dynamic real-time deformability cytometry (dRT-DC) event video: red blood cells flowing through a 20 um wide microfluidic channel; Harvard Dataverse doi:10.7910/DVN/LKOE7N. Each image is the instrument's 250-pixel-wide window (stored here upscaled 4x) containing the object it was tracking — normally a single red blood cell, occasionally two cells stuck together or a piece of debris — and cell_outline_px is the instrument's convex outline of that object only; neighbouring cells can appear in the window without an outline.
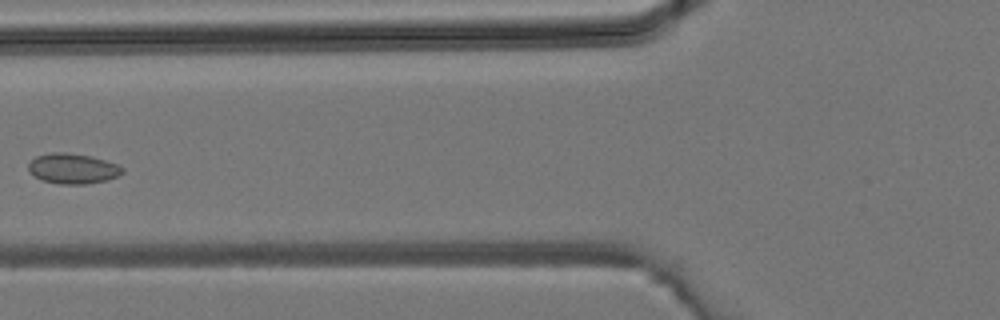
{"species": "common noctule bat (a hibernating species)", "species_latin": "Nyctalus noctula", "temperature_condition": "room temperature", "stored_images_in_passage": 4, "camera_frame_rate_fps": 3000, "um_per_image_px": 0.085, "animal": {"sex": "male", "body_mass_g": 19.2, "forearm_length_mm": 51.8}, "frame": {"image": 1, "passage_image": 4, "time_ms": 1.0, "image_size_px": [1000, 320], "cell_outline_px": [[124, 172], [120, 176], [108, 180], [88, 184], [60, 184], [40, 180], [28, 168], [28, 164], [36, 156], [52, 152], [64, 152], [92, 156], [116, 164], [124, 168]], "centroid_in_image_um": [6.22, 14.34], "position_along_channel_um": 119.6, "area_um2": 16.65}}